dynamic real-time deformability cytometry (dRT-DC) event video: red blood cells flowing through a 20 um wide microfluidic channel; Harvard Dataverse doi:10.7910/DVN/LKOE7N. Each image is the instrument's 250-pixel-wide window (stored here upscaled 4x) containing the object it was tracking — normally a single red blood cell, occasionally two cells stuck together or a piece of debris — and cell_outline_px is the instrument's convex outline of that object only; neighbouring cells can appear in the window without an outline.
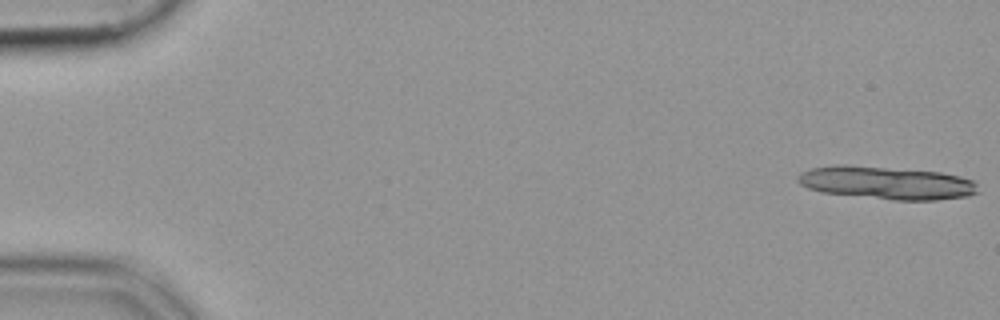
{"species": "common noctule bat (a hibernating species)", "species_latin": "Nyctalus noctula", "temperature_condition": "cold", "stored_images_in_passage": 13, "camera_frame_rate_fps": 3000, "um_per_image_px": 0.085, "animal": {"sex": "female", "body_mass_g": 19.9}, "frame": {"image": 1, "passage_image": 1, "time_ms": 0.0, "image_size_px": [1000, 320], "cell_outline_px": [[976, 192], [968, 196], [936, 200], [892, 200], [824, 192], [808, 188], [800, 184], [796, 180], [796, 176], [800, 172], [812, 168], [836, 164], [844, 164], [940, 172], [960, 176], [972, 180], [976, 184]], "centroid_in_image_um": [75.31, 15.53], "position_along_channel_um": 9.7, "area_um2": 34.45}}